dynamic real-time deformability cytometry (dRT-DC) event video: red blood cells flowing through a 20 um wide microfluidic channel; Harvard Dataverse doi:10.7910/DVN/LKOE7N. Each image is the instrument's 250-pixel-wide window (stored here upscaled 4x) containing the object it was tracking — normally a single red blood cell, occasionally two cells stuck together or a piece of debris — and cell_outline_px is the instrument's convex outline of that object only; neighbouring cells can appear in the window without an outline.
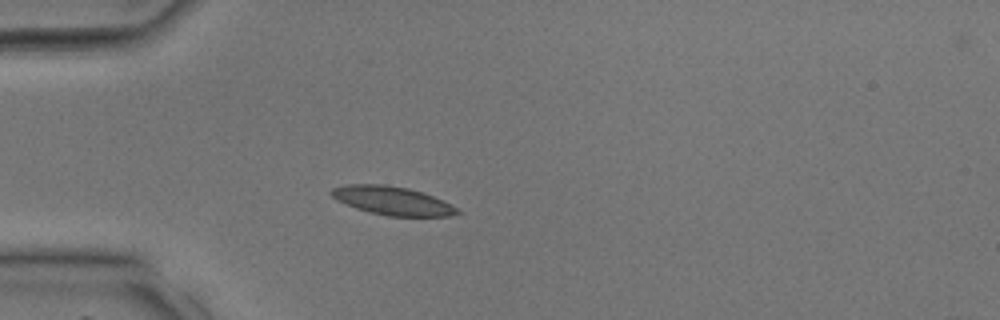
{"species": "common noctule bat (a hibernating species)", "species_latin": "Nyctalus noctula", "temperature_condition": "room temperature", "stored_images_in_passage": 37, "camera_frame_rate_fps": 3000, "um_per_image_px": 0.085, "animal": {"sex": "male", "body_mass_g": 17.9, "forearm_length_mm": 54.2}, "frame": {"image": 1, "passage_image": 9, "time_ms": 2.667, "image_size_px": [1000, 320], "cell_outline_px": [[460, 212], [452, 216], [388, 216], [368, 212], [356, 208], [336, 200], [328, 192], [332, 188], [348, 184], [384, 184], [408, 188], [432, 196], [452, 204]], "centroid_in_image_um": [33.31, 17.06], "position_along_channel_um": 51.7, "area_um2": 20.87}}
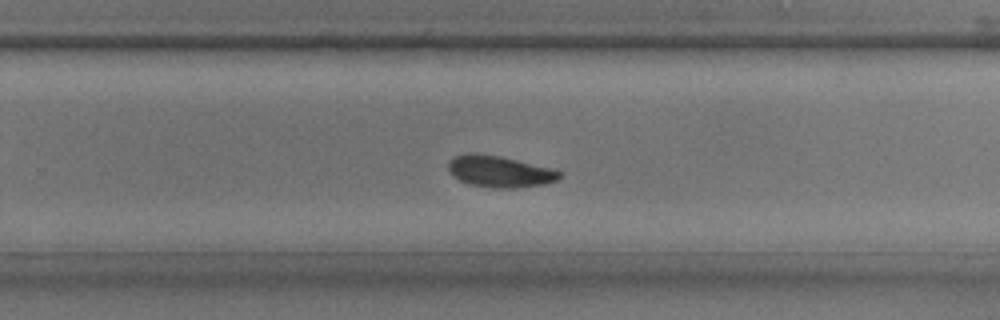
{"frame": {"image": 2, "passage_image": 23, "time_ms": 7.333, "image_size_px": [1000, 320], "cell_outline_px": [[564, 172], [556, 180], [544, 184], [516, 188], [492, 188], [468, 184], [452, 176], [448, 172], [448, 164], [452, 156], [468, 152], [500, 156], [552, 168]], "centroid_in_image_um": [42.43, 14.57], "position_along_channel_um": 287.4, "area_um2": 20.63}}
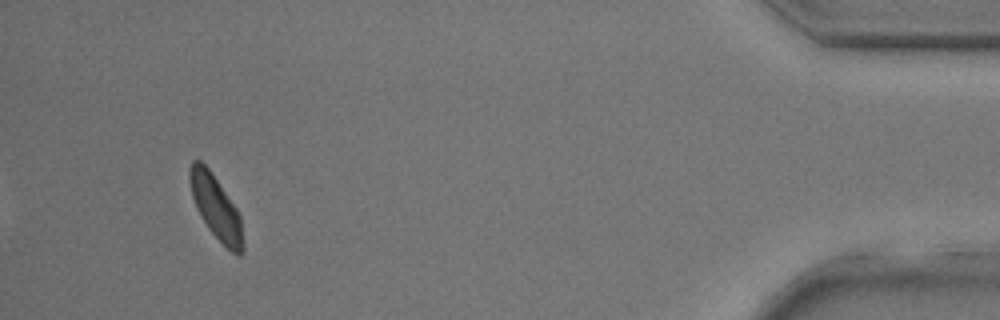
{"frame": {"image": 3, "passage_image": 34, "time_ms": 11.0, "image_size_px": [1000, 320], "cell_outline_px": [[244, 252], [240, 256], [232, 252], [208, 228], [200, 216], [196, 208], [192, 196], [188, 180], [188, 172], [192, 160], [200, 160], [208, 168], [236, 208], [240, 216], [244, 244]], "centroid_in_image_um": [18.34, 17.62], "position_along_channel_um": 416.9, "area_um2": 19.54}}